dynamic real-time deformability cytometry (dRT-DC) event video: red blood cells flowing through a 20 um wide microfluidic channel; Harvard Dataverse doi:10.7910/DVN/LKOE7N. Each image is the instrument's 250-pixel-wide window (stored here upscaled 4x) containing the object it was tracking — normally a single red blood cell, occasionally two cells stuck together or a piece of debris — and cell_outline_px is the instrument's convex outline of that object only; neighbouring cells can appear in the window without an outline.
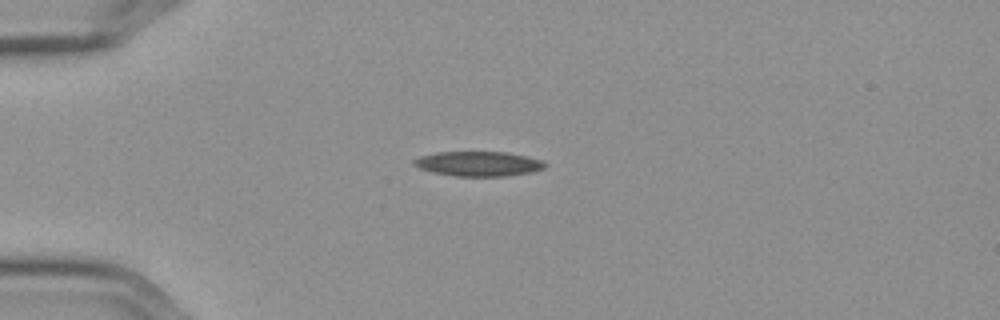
{"species": "Egyptian fruit bat (a non-hibernating species)", "species_latin": "Rousettus aegyptiacus", "temperature_condition": "cold", "stored_images_in_passage": 7, "camera_frame_rate_fps": 3000, "um_per_image_px": 0.085, "frame": {"image": 1, "passage_image": 4, "time_ms": 1.0, "image_size_px": [1000, 320], "cell_outline_px": [[548, 164], [544, 168], [532, 172], [508, 176], [452, 176], [432, 172], [420, 168], [412, 164], [412, 160], [420, 156], [436, 152], [508, 152], [544, 160]], "centroid_in_image_um": [40.69, 13.92], "position_along_channel_um": 44.3, "area_um2": 19.13}}
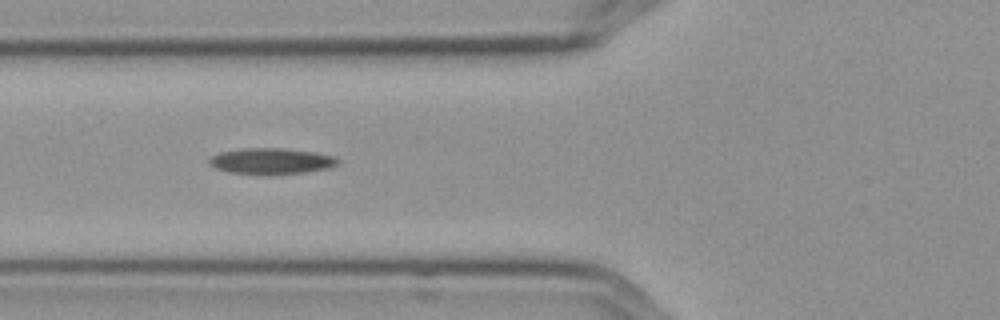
{"frame": {"image": 2, "passage_image": 6, "time_ms": 1.667, "image_size_px": [1000, 320], "cell_outline_px": [[340, 164], [328, 168], [304, 172], [268, 176], [264, 176], [228, 172], [216, 168], [208, 164], [208, 160], [212, 156], [220, 152], [244, 148], [280, 148], [316, 152], [336, 156], [340, 160]], "centroid_in_image_um": [23.07, 13.71], "position_along_channel_um": 102.7, "area_um2": 20.0}}
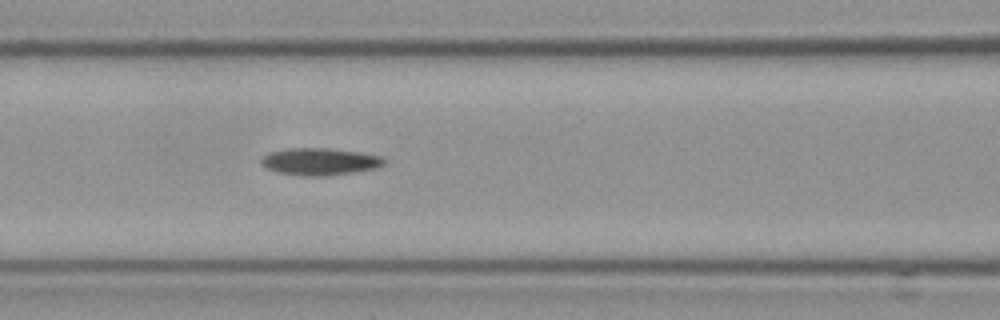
{"frame": {"image": 3, "passage_image": 7, "time_ms": 2.0, "image_size_px": [1000, 320], "cell_outline_px": [[384, 164], [376, 168], [352, 172], [324, 176], [304, 176], [276, 172], [264, 168], [260, 164], [260, 160], [268, 152], [288, 148], [328, 148], [360, 152], [380, 156], [384, 160]], "centroid_in_image_um": [27.11, 13.73], "position_along_channel_um": 139.5, "area_um2": 19.48}}